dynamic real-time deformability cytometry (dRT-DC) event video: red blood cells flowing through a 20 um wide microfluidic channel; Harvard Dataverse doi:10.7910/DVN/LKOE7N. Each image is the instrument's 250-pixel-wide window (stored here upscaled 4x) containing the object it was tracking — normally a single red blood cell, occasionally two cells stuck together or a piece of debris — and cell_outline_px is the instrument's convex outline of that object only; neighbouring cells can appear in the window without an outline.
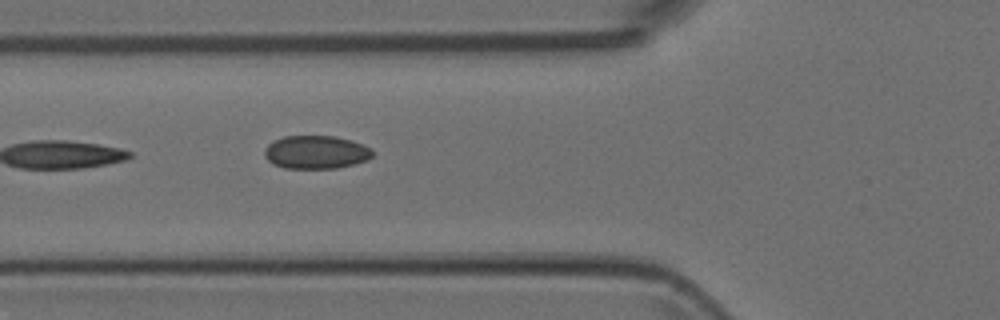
{"species": "Egyptian fruit bat (a non-hibernating species)", "species_latin": "Rousettus aegyptiacus", "temperature_condition": "room temperature", "stored_images_in_passage": 6, "camera_frame_rate_fps": 3000, "um_per_image_px": 0.085, "animal": {"sex": "female"}, "frame": {"image": 1, "passage_image": 6, "time_ms": 1.667, "image_size_px": [1000, 320], "cell_outline_px": [[372, 156], [368, 160], [336, 168], [284, 168], [272, 164], [264, 156], [264, 148], [268, 144], [284, 136], [336, 136], [352, 140], [372, 148]], "centroid_in_image_um": [26.85, 12.93], "position_along_channel_um": 98.9, "area_um2": 20.98}}